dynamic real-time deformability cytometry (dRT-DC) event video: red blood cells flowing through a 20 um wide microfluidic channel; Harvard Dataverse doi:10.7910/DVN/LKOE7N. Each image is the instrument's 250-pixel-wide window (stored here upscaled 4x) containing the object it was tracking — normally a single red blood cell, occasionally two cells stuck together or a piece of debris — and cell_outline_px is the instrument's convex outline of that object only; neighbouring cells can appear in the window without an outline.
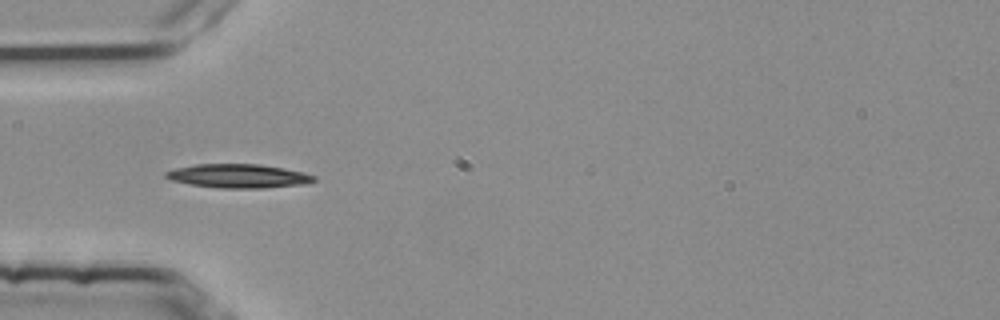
{"species": "common noctule bat (a hibernating species)", "species_latin": "Nyctalus noctula", "temperature_condition": "room temperature", "stored_images_in_passage": 3, "camera_frame_rate_fps": 3000, "um_per_image_px": 0.085, "animal": {"sex": "female", "body_mass_g": 25.1}, "frame": {"image": 1, "passage_image": 3, "time_ms": 0.667, "image_size_px": [1000, 320], "cell_outline_px": [[316, 180], [300, 184], [264, 188], [220, 188], [192, 184], [172, 180], [164, 176], [164, 172], [176, 168], [196, 164], [260, 164], [284, 168], [304, 172], [316, 176]], "centroid_in_image_um": [20.27, 14.95], "position_along_channel_um": 64.7, "area_um2": 20.4}}